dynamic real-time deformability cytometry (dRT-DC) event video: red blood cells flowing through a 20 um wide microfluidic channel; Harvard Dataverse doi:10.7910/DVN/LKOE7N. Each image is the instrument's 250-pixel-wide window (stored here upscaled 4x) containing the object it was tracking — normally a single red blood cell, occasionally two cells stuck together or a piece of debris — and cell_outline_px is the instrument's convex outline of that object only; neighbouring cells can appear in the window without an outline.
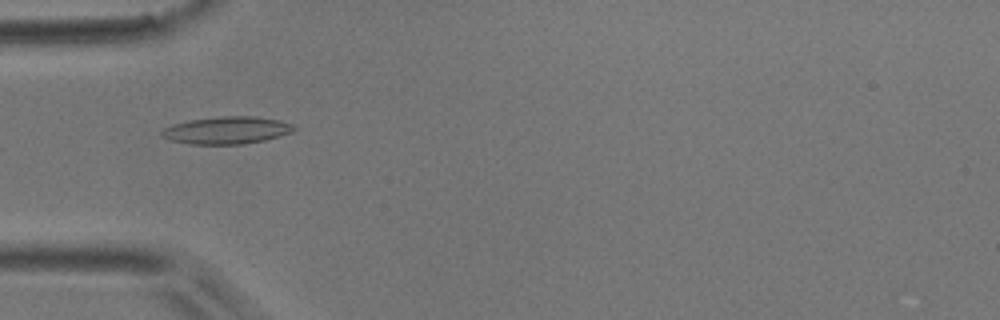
{"species": "common noctule bat (a hibernating species)", "species_latin": "Nyctalus noctula", "temperature_condition": "room temperature", "stored_images_in_passage": 18, "camera_frame_rate_fps": 3000, "um_per_image_px": 0.085, "animal": {"sex": "male", "body_mass_g": 17.9}, "frame": {"image": 1, "passage_image": 11, "time_ms": 3.333, "image_size_px": [1000, 320], "cell_outline_px": [[296, 128], [292, 132], [264, 140], [244, 144], [192, 144], [172, 140], [160, 136], [160, 132], [164, 128], [176, 124], [192, 120], [220, 116], [256, 116], [276, 120], [292, 124]], "centroid_in_image_um": [19.28, 11.07], "position_along_channel_um": 65.7, "area_um2": 20.75}}
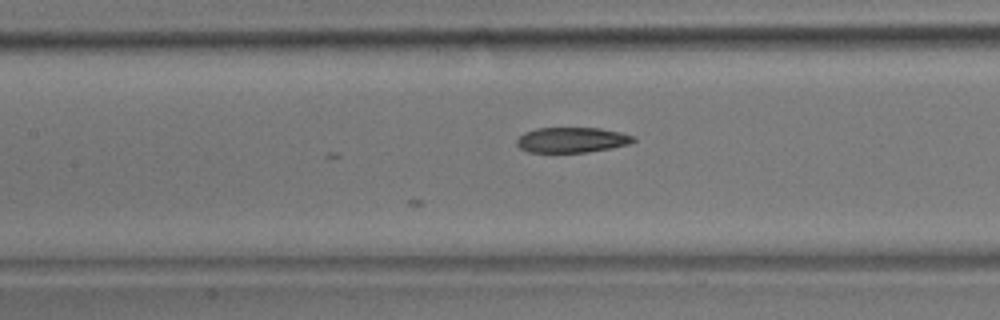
{"frame": {"image": 2, "passage_image": 18, "time_ms": 5.667, "image_size_px": [1000, 320], "cell_outline_px": [[636, 140], [628, 144], [588, 152], [528, 152], [520, 148], [516, 144], [516, 140], [524, 132], [536, 128], [600, 128], [620, 132], [636, 136]], "centroid_in_image_um": [48.59, 11.89], "position_along_channel_um": 158.8, "area_um2": 17.17}}